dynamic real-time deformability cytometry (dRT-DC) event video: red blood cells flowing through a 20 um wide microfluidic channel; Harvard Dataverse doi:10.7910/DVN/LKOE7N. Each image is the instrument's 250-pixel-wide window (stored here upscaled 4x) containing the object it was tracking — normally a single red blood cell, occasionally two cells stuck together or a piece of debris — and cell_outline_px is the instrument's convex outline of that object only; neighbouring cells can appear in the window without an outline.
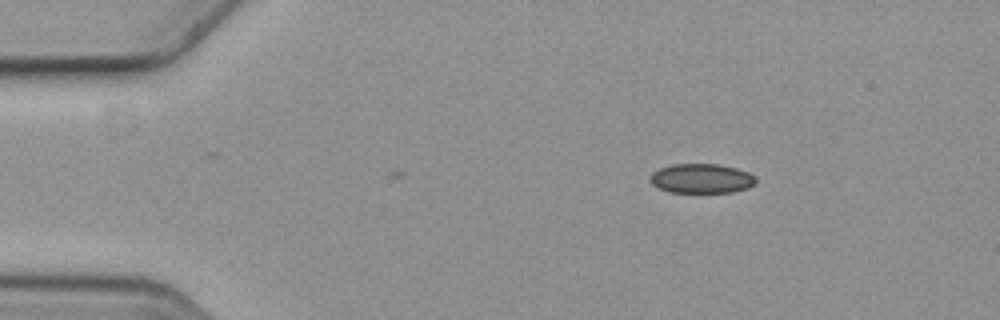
{"species": "common noctule bat (a hibernating species)", "species_latin": "Nyctalus noctula", "temperature_condition": "cold", "stored_images_in_passage": 4, "camera_frame_rate_fps": 3000, "um_per_image_px": 0.085, "animal": {"sex": "female", "body_mass_g": 19.3, "forearm_length_mm": 54.1}, "frame": {"image": 1, "passage_image": 2, "time_ms": 0.333, "image_size_px": [1000, 320], "cell_outline_px": [[756, 184], [748, 188], [732, 192], [668, 192], [652, 184], [648, 180], [652, 172], [660, 168], [672, 164], [720, 164], [736, 168], [748, 172], [756, 176]], "centroid_in_image_um": [59.64, 15.17], "position_along_channel_um": 25.4, "area_um2": 18.32}}